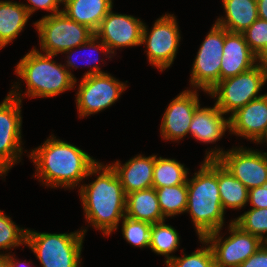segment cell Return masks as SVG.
I'll list each match as a JSON object with an SVG mask.
<instances>
[{
  "instance_id": "1",
  "label": "cell",
  "mask_w": 267,
  "mask_h": 267,
  "mask_svg": "<svg viewBox=\"0 0 267 267\" xmlns=\"http://www.w3.org/2000/svg\"><path fill=\"white\" fill-rule=\"evenodd\" d=\"M94 174L98 175L96 179L79 185V192L87 222L105 237L116 231L119 221L125 217L126 194L110 164L97 162L88 177Z\"/></svg>"
},
{
  "instance_id": "30",
  "label": "cell",
  "mask_w": 267,
  "mask_h": 267,
  "mask_svg": "<svg viewBox=\"0 0 267 267\" xmlns=\"http://www.w3.org/2000/svg\"><path fill=\"white\" fill-rule=\"evenodd\" d=\"M27 229L19 228L11 217L0 210V250H6L26 245Z\"/></svg>"
},
{
  "instance_id": "28",
  "label": "cell",
  "mask_w": 267,
  "mask_h": 267,
  "mask_svg": "<svg viewBox=\"0 0 267 267\" xmlns=\"http://www.w3.org/2000/svg\"><path fill=\"white\" fill-rule=\"evenodd\" d=\"M122 235L134 247L146 248L152 241V224L145 221L122 219Z\"/></svg>"
},
{
  "instance_id": "26",
  "label": "cell",
  "mask_w": 267,
  "mask_h": 267,
  "mask_svg": "<svg viewBox=\"0 0 267 267\" xmlns=\"http://www.w3.org/2000/svg\"><path fill=\"white\" fill-rule=\"evenodd\" d=\"M163 216L172 217L185 213L187 207V182L180 185L155 188Z\"/></svg>"
},
{
  "instance_id": "25",
  "label": "cell",
  "mask_w": 267,
  "mask_h": 267,
  "mask_svg": "<svg viewBox=\"0 0 267 267\" xmlns=\"http://www.w3.org/2000/svg\"><path fill=\"white\" fill-rule=\"evenodd\" d=\"M188 169L175 159L155 158L153 187L161 188L166 186L180 185L187 182Z\"/></svg>"
},
{
  "instance_id": "13",
  "label": "cell",
  "mask_w": 267,
  "mask_h": 267,
  "mask_svg": "<svg viewBox=\"0 0 267 267\" xmlns=\"http://www.w3.org/2000/svg\"><path fill=\"white\" fill-rule=\"evenodd\" d=\"M22 101L8 93L0 103V177L21 161Z\"/></svg>"
},
{
  "instance_id": "4",
  "label": "cell",
  "mask_w": 267,
  "mask_h": 267,
  "mask_svg": "<svg viewBox=\"0 0 267 267\" xmlns=\"http://www.w3.org/2000/svg\"><path fill=\"white\" fill-rule=\"evenodd\" d=\"M52 58L54 55L43 54L35 47L24 55L17 63L15 73L25 81L27 91L22 95L19 85H13L9 93L22 101V96L23 98L24 96L29 98L55 97L74 88L77 82L76 77L70 74L64 64H58Z\"/></svg>"
},
{
  "instance_id": "22",
  "label": "cell",
  "mask_w": 267,
  "mask_h": 267,
  "mask_svg": "<svg viewBox=\"0 0 267 267\" xmlns=\"http://www.w3.org/2000/svg\"><path fill=\"white\" fill-rule=\"evenodd\" d=\"M225 17L217 18L216 24L227 31L242 33L258 19L257 0H222Z\"/></svg>"
},
{
  "instance_id": "37",
  "label": "cell",
  "mask_w": 267,
  "mask_h": 267,
  "mask_svg": "<svg viewBox=\"0 0 267 267\" xmlns=\"http://www.w3.org/2000/svg\"><path fill=\"white\" fill-rule=\"evenodd\" d=\"M258 18L267 21V0H257Z\"/></svg>"
},
{
  "instance_id": "34",
  "label": "cell",
  "mask_w": 267,
  "mask_h": 267,
  "mask_svg": "<svg viewBox=\"0 0 267 267\" xmlns=\"http://www.w3.org/2000/svg\"><path fill=\"white\" fill-rule=\"evenodd\" d=\"M27 2H30V4L23 5L27 9L30 16L38 9L50 11L51 14L49 15L62 12V9L59 8L60 4L62 3L61 0H28Z\"/></svg>"
},
{
  "instance_id": "7",
  "label": "cell",
  "mask_w": 267,
  "mask_h": 267,
  "mask_svg": "<svg viewBox=\"0 0 267 267\" xmlns=\"http://www.w3.org/2000/svg\"><path fill=\"white\" fill-rule=\"evenodd\" d=\"M267 81V70L261 65L252 69L220 80L209 92L216 98L215 105L226 115L230 116L252 100L258 99L259 91Z\"/></svg>"
},
{
  "instance_id": "31",
  "label": "cell",
  "mask_w": 267,
  "mask_h": 267,
  "mask_svg": "<svg viewBox=\"0 0 267 267\" xmlns=\"http://www.w3.org/2000/svg\"><path fill=\"white\" fill-rule=\"evenodd\" d=\"M200 242L205 247L201 246L200 249L189 255L183 254L182 257L174 256L165 265L168 267H216L210 245L203 238H200Z\"/></svg>"
},
{
  "instance_id": "40",
  "label": "cell",
  "mask_w": 267,
  "mask_h": 267,
  "mask_svg": "<svg viewBox=\"0 0 267 267\" xmlns=\"http://www.w3.org/2000/svg\"><path fill=\"white\" fill-rule=\"evenodd\" d=\"M8 262H9L8 253L6 254L0 253V267H8Z\"/></svg>"
},
{
  "instance_id": "3",
  "label": "cell",
  "mask_w": 267,
  "mask_h": 267,
  "mask_svg": "<svg viewBox=\"0 0 267 267\" xmlns=\"http://www.w3.org/2000/svg\"><path fill=\"white\" fill-rule=\"evenodd\" d=\"M187 207L196 233L200 238L222 230L225 211L218 187L217 159L204 160L199 171L187 179Z\"/></svg>"
},
{
  "instance_id": "19",
  "label": "cell",
  "mask_w": 267,
  "mask_h": 267,
  "mask_svg": "<svg viewBox=\"0 0 267 267\" xmlns=\"http://www.w3.org/2000/svg\"><path fill=\"white\" fill-rule=\"evenodd\" d=\"M214 104L213 107L196 108L189 133L203 143L219 141L226 130L230 129L229 118Z\"/></svg>"
},
{
  "instance_id": "20",
  "label": "cell",
  "mask_w": 267,
  "mask_h": 267,
  "mask_svg": "<svg viewBox=\"0 0 267 267\" xmlns=\"http://www.w3.org/2000/svg\"><path fill=\"white\" fill-rule=\"evenodd\" d=\"M62 12L70 19L87 26L94 33L102 19L113 8V0H61Z\"/></svg>"
},
{
  "instance_id": "21",
  "label": "cell",
  "mask_w": 267,
  "mask_h": 267,
  "mask_svg": "<svg viewBox=\"0 0 267 267\" xmlns=\"http://www.w3.org/2000/svg\"><path fill=\"white\" fill-rule=\"evenodd\" d=\"M125 216L151 224L165 221L154 187L133 191L126 195Z\"/></svg>"
},
{
  "instance_id": "15",
  "label": "cell",
  "mask_w": 267,
  "mask_h": 267,
  "mask_svg": "<svg viewBox=\"0 0 267 267\" xmlns=\"http://www.w3.org/2000/svg\"><path fill=\"white\" fill-rule=\"evenodd\" d=\"M198 90L182 91L165 109L160 134L164 140L178 141L189 133L194 112L200 105Z\"/></svg>"
},
{
  "instance_id": "6",
  "label": "cell",
  "mask_w": 267,
  "mask_h": 267,
  "mask_svg": "<svg viewBox=\"0 0 267 267\" xmlns=\"http://www.w3.org/2000/svg\"><path fill=\"white\" fill-rule=\"evenodd\" d=\"M76 93V105L79 118L98 113L114 104L122 92L127 89L126 83L119 81L95 64L84 74Z\"/></svg>"
},
{
  "instance_id": "24",
  "label": "cell",
  "mask_w": 267,
  "mask_h": 267,
  "mask_svg": "<svg viewBox=\"0 0 267 267\" xmlns=\"http://www.w3.org/2000/svg\"><path fill=\"white\" fill-rule=\"evenodd\" d=\"M218 187L223 210L242 209L248 204L249 190L218 162Z\"/></svg>"
},
{
  "instance_id": "36",
  "label": "cell",
  "mask_w": 267,
  "mask_h": 267,
  "mask_svg": "<svg viewBox=\"0 0 267 267\" xmlns=\"http://www.w3.org/2000/svg\"><path fill=\"white\" fill-rule=\"evenodd\" d=\"M238 267H267V244L261 247Z\"/></svg>"
},
{
  "instance_id": "35",
  "label": "cell",
  "mask_w": 267,
  "mask_h": 267,
  "mask_svg": "<svg viewBox=\"0 0 267 267\" xmlns=\"http://www.w3.org/2000/svg\"><path fill=\"white\" fill-rule=\"evenodd\" d=\"M248 203L252 208H267V184L249 189Z\"/></svg>"
},
{
  "instance_id": "39",
  "label": "cell",
  "mask_w": 267,
  "mask_h": 267,
  "mask_svg": "<svg viewBox=\"0 0 267 267\" xmlns=\"http://www.w3.org/2000/svg\"><path fill=\"white\" fill-rule=\"evenodd\" d=\"M257 64L261 65L262 67H264L267 70V46L257 56Z\"/></svg>"
},
{
  "instance_id": "10",
  "label": "cell",
  "mask_w": 267,
  "mask_h": 267,
  "mask_svg": "<svg viewBox=\"0 0 267 267\" xmlns=\"http://www.w3.org/2000/svg\"><path fill=\"white\" fill-rule=\"evenodd\" d=\"M175 15L165 14L158 18L150 32L143 24L141 45L145 44L149 63L161 72L173 64L181 34Z\"/></svg>"
},
{
  "instance_id": "41",
  "label": "cell",
  "mask_w": 267,
  "mask_h": 267,
  "mask_svg": "<svg viewBox=\"0 0 267 267\" xmlns=\"http://www.w3.org/2000/svg\"><path fill=\"white\" fill-rule=\"evenodd\" d=\"M256 142H257V144H259V143L263 144V142L267 143V126H266L262 136Z\"/></svg>"
},
{
  "instance_id": "32",
  "label": "cell",
  "mask_w": 267,
  "mask_h": 267,
  "mask_svg": "<svg viewBox=\"0 0 267 267\" xmlns=\"http://www.w3.org/2000/svg\"><path fill=\"white\" fill-rule=\"evenodd\" d=\"M242 34L250 50L258 56L267 46V21L258 18Z\"/></svg>"
},
{
  "instance_id": "17",
  "label": "cell",
  "mask_w": 267,
  "mask_h": 267,
  "mask_svg": "<svg viewBox=\"0 0 267 267\" xmlns=\"http://www.w3.org/2000/svg\"><path fill=\"white\" fill-rule=\"evenodd\" d=\"M256 62L257 56L250 50L244 35L224 28L220 80L244 73L256 66Z\"/></svg>"
},
{
  "instance_id": "29",
  "label": "cell",
  "mask_w": 267,
  "mask_h": 267,
  "mask_svg": "<svg viewBox=\"0 0 267 267\" xmlns=\"http://www.w3.org/2000/svg\"><path fill=\"white\" fill-rule=\"evenodd\" d=\"M243 231L259 237L263 242L267 241V208H252L244 212L238 218L233 219Z\"/></svg>"
},
{
  "instance_id": "11",
  "label": "cell",
  "mask_w": 267,
  "mask_h": 267,
  "mask_svg": "<svg viewBox=\"0 0 267 267\" xmlns=\"http://www.w3.org/2000/svg\"><path fill=\"white\" fill-rule=\"evenodd\" d=\"M229 237L222 239L220 231L203 239L210 245L216 267H238L264 243L259 237L243 231L233 220L229 223Z\"/></svg>"
},
{
  "instance_id": "33",
  "label": "cell",
  "mask_w": 267,
  "mask_h": 267,
  "mask_svg": "<svg viewBox=\"0 0 267 267\" xmlns=\"http://www.w3.org/2000/svg\"><path fill=\"white\" fill-rule=\"evenodd\" d=\"M81 48V49H80ZM80 50V51H82V49H83V51L85 50V49H92L93 50V52H97L98 50H100V52L101 53H105V54H103V55H106L107 57H109L110 59L112 58V55H111V53H110V51H109V49H108V47L96 36V35H93L92 36V38L91 39H89L86 43H83L81 46H79V47H76V49L74 50V48L73 49H70V50H67V51H65L64 52V54L66 53V54H68L67 55V63L66 64H64V66L68 69V71L70 72V74L74 77V75L71 73V69L70 68H73V69H77L78 68V66H76V63L77 62H75L74 61V57H72V52H73V50H74V52H77L78 53V51H76V50ZM74 52H73V54H74ZM110 55V56H109ZM88 57H89V59H90V55H88ZM88 59V60H89ZM98 58H97V55H96V58L94 57V59H92L93 61L92 62H98V60H97ZM90 62H91V60H90ZM87 63H89V62H87ZM91 64V63H90ZM88 66H89V64H88Z\"/></svg>"
},
{
  "instance_id": "23",
  "label": "cell",
  "mask_w": 267,
  "mask_h": 267,
  "mask_svg": "<svg viewBox=\"0 0 267 267\" xmlns=\"http://www.w3.org/2000/svg\"><path fill=\"white\" fill-rule=\"evenodd\" d=\"M29 18L23 3L0 0V49L18 37Z\"/></svg>"
},
{
  "instance_id": "27",
  "label": "cell",
  "mask_w": 267,
  "mask_h": 267,
  "mask_svg": "<svg viewBox=\"0 0 267 267\" xmlns=\"http://www.w3.org/2000/svg\"><path fill=\"white\" fill-rule=\"evenodd\" d=\"M165 221L152 224V241L149 248L156 254L165 256L167 263L174 256V253L180 244L179 233L171 225L165 224Z\"/></svg>"
},
{
  "instance_id": "14",
  "label": "cell",
  "mask_w": 267,
  "mask_h": 267,
  "mask_svg": "<svg viewBox=\"0 0 267 267\" xmlns=\"http://www.w3.org/2000/svg\"><path fill=\"white\" fill-rule=\"evenodd\" d=\"M142 20L131 15L114 13L112 9L102 19L95 35L108 47L112 56L115 50L141 45ZM114 54V55H113Z\"/></svg>"
},
{
  "instance_id": "16",
  "label": "cell",
  "mask_w": 267,
  "mask_h": 267,
  "mask_svg": "<svg viewBox=\"0 0 267 267\" xmlns=\"http://www.w3.org/2000/svg\"><path fill=\"white\" fill-rule=\"evenodd\" d=\"M230 134L255 142L267 126V93L252 100L229 117Z\"/></svg>"
},
{
  "instance_id": "9",
  "label": "cell",
  "mask_w": 267,
  "mask_h": 267,
  "mask_svg": "<svg viewBox=\"0 0 267 267\" xmlns=\"http://www.w3.org/2000/svg\"><path fill=\"white\" fill-rule=\"evenodd\" d=\"M206 160L217 161L249 190L267 184V153L246 147L206 151Z\"/></svg>"
},
{
  "instance_id": "2",
  "label": "cell",
  "mask_w": 267,
  "mask_h": 267,
  "mask_svg": "<svg viewBox=\"0 0 267 267\" xmlns=\"http://www.w3.org/2000/svg\"><path fill=\"white\" fill-rule=\"evenodd\" d=\"M29 157L36 167V178L51 188L78 186L98 162L77 146L56 139L54 135L32 149Z\"/></svg>"
},
{
  "instance_id": "12",
  "label": "cell",
  "mask_w": 267,
  "mask_h": 267,
  "mask_svg": "<svg viewBox=\"0 0 267 267\" xmlns=\"http://www.w3.org/2000/svg\"><path fill=\"white\" fill-rule=\"evenodd\" d=\"M224 47V27L214 23L204 38L193 62L191 88L208 93L220 81L221 58Z\"/></svg>"
},
{
  "instance_id": "5",
  "label": "cell",
  "mask_w": 267,
  "mask_h": 267,
  "mask_svg": "<svg viewBox=\"0 0 267 267\" xmlns=\"http://www.w3.org/2000/svg\"><path fill=\"white\" fill-rule=\"evenodd\" d=\"M87 229L71 233H46L27 229L26 246L42 267H81V251Z\"/></svg>"
},
{
  "instance_id": "18",
  "label": "cell",
  "mask_w": 267,
  "mask_h": 267,
  "mask_svg": "<svg viewBox=\"0 0 267 267\" xmlns=\"http://www.w3.org/2000/svg\"><path fill=\"white\" fill-rule=\"evenodd\" d=\"M156 155H138L126 163L118 160L110 164L115 170L125 194L153 187L154 163Z\"/></svg>"
},
{
  "instance_id": "8",
  "label": "cell",
  "mask_w": 267,
  "mask_h": 267,
  "mask_svg": "<svg viewBox=\"0 0 267 267\" xmlns=\"http://www.w3.org/2000/svg\"><path fill=\"white\" fill-rule=\"evenodd\" d=\"M33 24L39 35L40 49L54 56L81 46L95 35L87 26L68 18L63 12L47 14Z\"/></svg>"
},
{
  "instance_id": "38",
  "label": "cell",
  "mask_w": 267,
  "mask_h": 267,
  "mask_svg": "<svg viewBox=\"0 0 267 267\" xmlns=\"http://www.w3.org/2000/svg\"><path fill=\"white\" fill-rule=\"evenodd\" d=\"M8 258H9V262H8V267H31L29 264L30 262H26L25 260L23 262L17 261L14 257V255L8 253ZM28 263V264H27Z\"/></svg>"
}]
</instances>
